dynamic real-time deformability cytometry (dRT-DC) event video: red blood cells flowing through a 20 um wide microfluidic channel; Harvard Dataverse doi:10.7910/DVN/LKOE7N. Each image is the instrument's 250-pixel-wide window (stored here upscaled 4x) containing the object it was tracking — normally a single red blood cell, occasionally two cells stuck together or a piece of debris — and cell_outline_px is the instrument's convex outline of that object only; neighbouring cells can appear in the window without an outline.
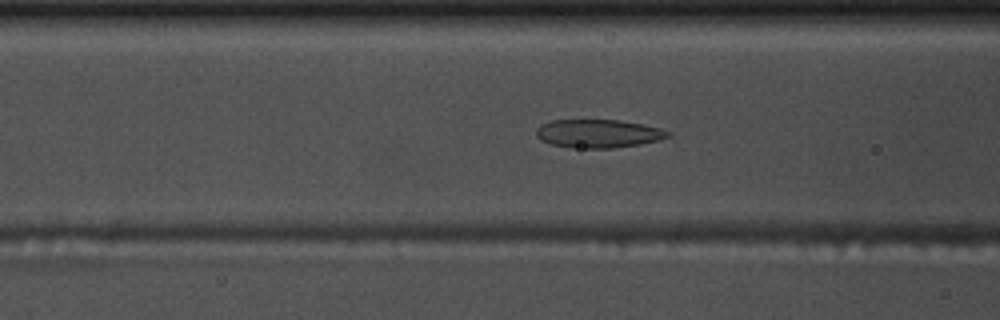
{"species": "common noctule bat (a hibernating species)", "species_latin": "Nyctalus noctula", "temperature_condition": "warm", "stored_images_in_passage": 54, "camera_frame_rate_fps": 3000, "um_per_image_px": 0.085, "animal": {"sex": "male", "body_mass_g": 17.5, "forearm_length_mm": 52.3}, "frame": {"image": 1, "passage_image": 20, "time_ms": 6.333, "image_size_px": [1000, 320], "cell_outline_px": [[672, 136], [640, 144], [612, 148], [572, 148], [552, 144], [540, 140], [536, 136], [536, 128], [540, 124], [552, 120], [620, 120], [660, 128], [672, 132]], "centroid_in_image_um": [50.83, 11.35], "position_along_channel_um": 115.8, "area_um2": 21.79}}
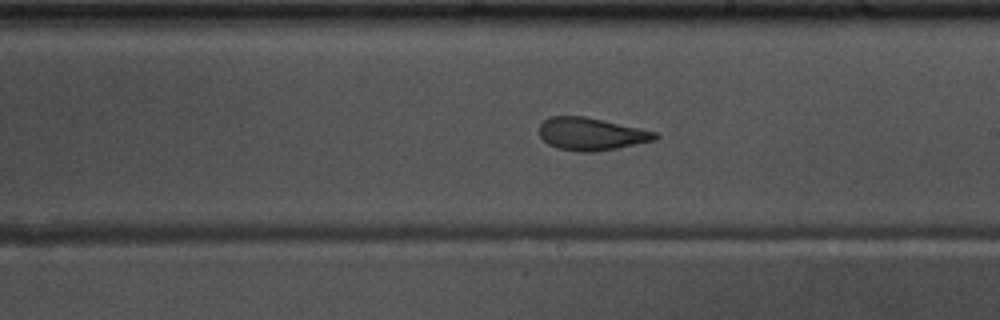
{"frame": {"image": 2, "passage_image": 30, "time_ms": 9.667, "image_size_px": [1000, 320], "cell_outline_px": [[660, 136], [656, 140], [596, 152], [580, 152], [560, 148], [548, 144], [540, 136], [540, 124], [548, 116], [584, 116], [640, 128], [656, 132]], "centroid_in_image_um": [50.26, 11.38], "position_along_channel_um": 238.7, "area_um2": 21.91}}
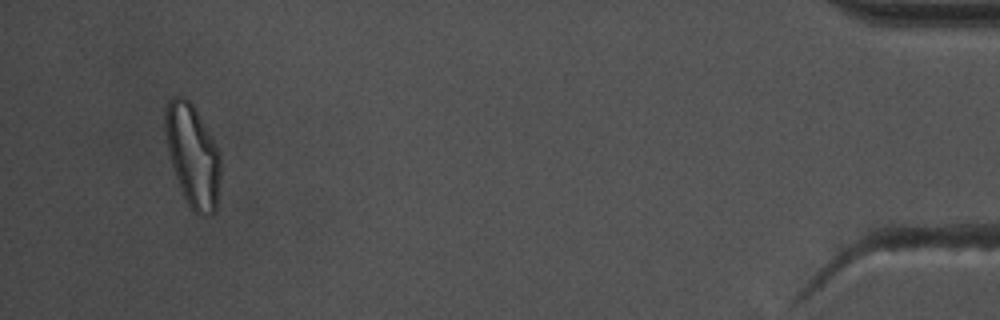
{"frame": {"image": 3, "passage_image": 51, "time_ms": 16.667, "image_size_px": [1000, 320], "cell_outline_px": [[220, 172], [216, 212], [208, 216], [200, 216], [188, 204], [184, 196], [176, 176], [168, 152], [164, 132], [164, 112], [168, 100], [172, 96], [184, 96], [192, 104], [208, 132], [220, 156]], "centroid_in_image_um": [16.35, 13.22], "position_along_channel_um": 418.8, "area_um2": 32.6}, "authors_computed_cell_mechanics": {"area_um2": 24.3916, "velocity_mm_per_s": 3.6994, "shape_relaxation_time_tau1_ms": 8.0095, "shape_relaxation_time_tau2_ms": 1.7379, "deformation_change_tau1": 0.1977, "deformation_change_tau2": 0.0897}}